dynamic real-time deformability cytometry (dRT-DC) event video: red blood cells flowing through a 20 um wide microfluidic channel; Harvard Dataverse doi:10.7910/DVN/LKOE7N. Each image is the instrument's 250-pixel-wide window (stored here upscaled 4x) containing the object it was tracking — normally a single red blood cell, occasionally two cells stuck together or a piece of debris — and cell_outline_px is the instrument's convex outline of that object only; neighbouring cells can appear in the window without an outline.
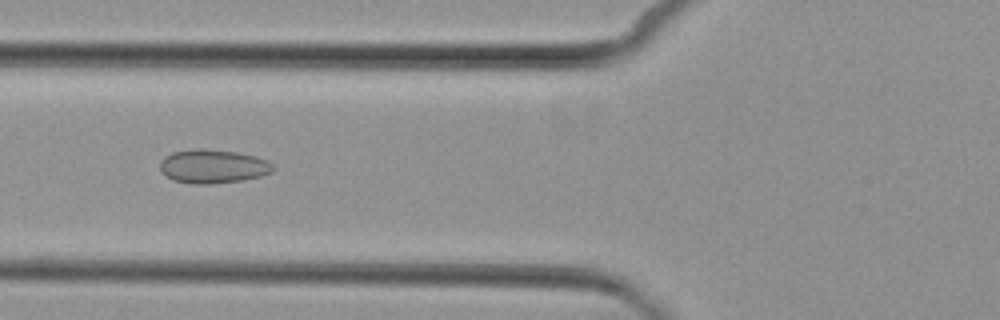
{"species": "common noctule bat (a hibernating species)", "species_latin": "Nyctalus noctula", "temperature_condition": "cold", "stored_images_in_passage": 7, "camera_frame_rate_fps": 3000, "um_per_image_px": 0.085, "animal": {"sex": "female", "body_mass_g": 29.2, "forearm_length_mm": 56.3}, "frame": {"image": 1, "passage_image": 4, "time_ms": 4.333, "image_size_px": [1000, 320], "cell_outline_px": [[276, 168], [272, 172], [260, 176], [244, 180], [212, 184], [192, 184], [172, 180], [160, 172], [160, 160], [172, 152], [200, 148], [236, 152], [256, 156], [268, 160]], "centroid_in_image_um": [18.1, 14.15], "position_along_channel_um": 107.7, "area_um2": 22.48}}
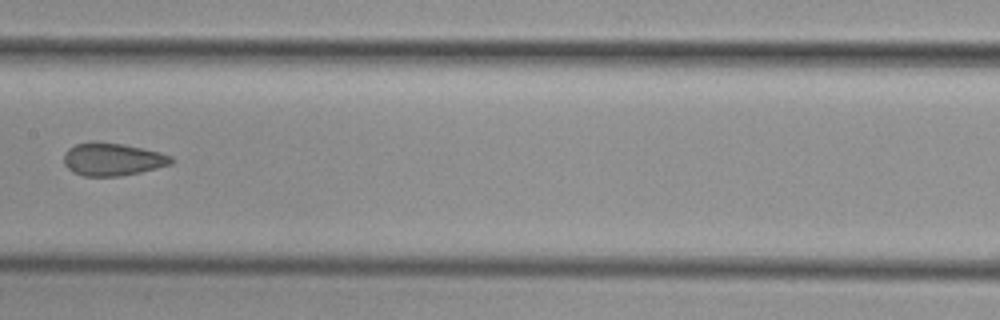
{"frame": {"image": 2, "passage_image": 6, "time_ms": 6.667, "image_size_px": [1000, 320], "cell_outline_px": [[176, 160], [172, 164], [140, 172], [120, 176], [84, 176], [72, 172], [64, 164], [64, 152], [68, 148], [76, 144], [124, 144], [160, 152], [172, 156]], "centroid_in_image_um": [9.6, 13.57], "position_along_channel_um": 197.8, "area_um2": 20.11}}
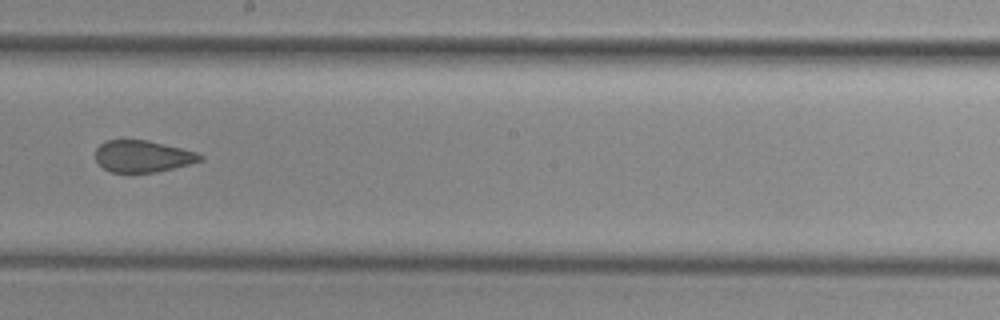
{"frame": {"image": 3, "passage_image": 7, "time_ms": 7.667, "image_size_px": [1000, 320], "cell_outline_px": [[204, 160], [156, 172], [112, 172], [104, 168], [96, 160], [96, 148], [100, 144], [108, 140], [148, 140], [196, 152], [204, 156]], "centroid_in_image_um": [12.13, 13.28], "position_along_channel_um": 236.1, "area_um2": 19.13}}